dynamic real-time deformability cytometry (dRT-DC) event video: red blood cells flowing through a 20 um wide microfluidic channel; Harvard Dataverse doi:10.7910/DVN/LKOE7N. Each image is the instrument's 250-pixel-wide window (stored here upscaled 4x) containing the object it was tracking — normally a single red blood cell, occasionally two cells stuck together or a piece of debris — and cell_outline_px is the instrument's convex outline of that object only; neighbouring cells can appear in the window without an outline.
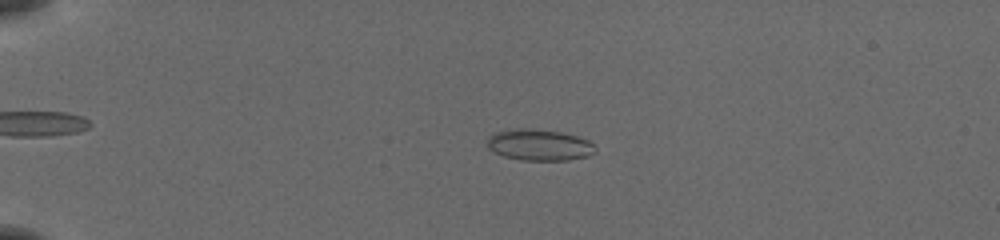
{"species": "common noctule bat (a hibernating species)", "species_latin": "Nyctalus noctula", "temperature_condition": "cold", "stored_images_in_passage": 55, "camera_frame_rate_fps": 3000, "um_per_image_px": 0.085, "animal": {"sex": "female", "body_mass_g": 19.5, "forearm_length_mm": 54.1}, "frame": {"image": 1, "passage_image": 14, "time_ms": 4.333, "image_size_px": [1000, 240], "cell_outline_px": [[596, 152], [588, 156], [568, 160], [520, 160], [504, 156], [488, 148], [488, 136], [496, 132], [516, 128], [528, 128], [560, 132], [576, 136], [588, 140], [596, 148]], "centroid_in_image_um": [45.84, 12.32], "position_along_channel_um": 39.2, "area_um2": 19.59}}
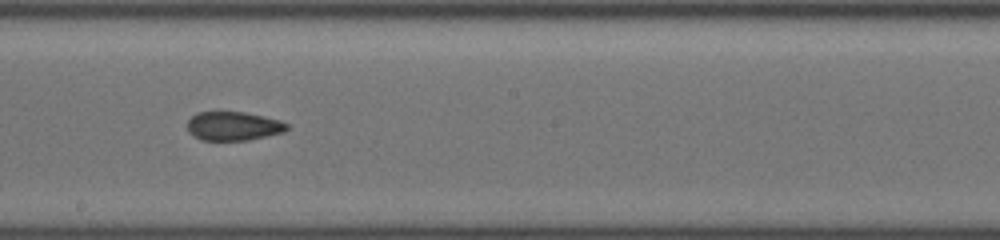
{"frame": {"image": 2, "passage_image": 33, "time_ms": 10.667, "image_size_px": [1000, 240], "cell_outline_px": [[288, 128], [284, 132], [248, 140], [200, 140], [188, 132], [188, 120], [196, 112], [216, 108], [244, 112], [264, 116], [280, 120], [288, 124]], "centroid_in_image_um": [19.78, 10.66], "position_along_channel_um": 228.4, "area_um2": 17.46}}
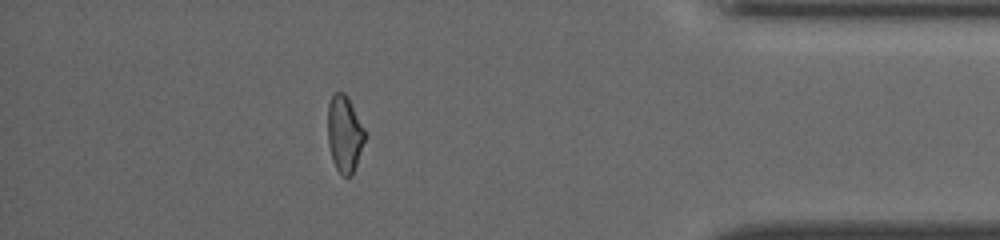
{"frame": {"image": 3, "passage_image": 49, "time_ms": 16.0, "image_size_px": [1000, 240], "cell_outline_px": [[364, 140], [352, 176], [344, 176], [336, 168], [332, 160], [328, 144], [328, 104], [332, 96], [336, 92], [344, 92], [348, 96], [364, 128]], "centroid_in_image_um": [29.26, 11.36], "position_along_channel_um": 405.9, "area_um2": 16.36}, "authors_computed_cell_mechanics": {"area_um2": 17.629, "velocity_mm_per_s": 3.9058, "shape_relaxation_time_tau1_ms": null, "shape_relaxation_time_tau2_ms": 1.7247, "deformation_change_tau1": null, "deformation_change_tau2": 0.0586}}